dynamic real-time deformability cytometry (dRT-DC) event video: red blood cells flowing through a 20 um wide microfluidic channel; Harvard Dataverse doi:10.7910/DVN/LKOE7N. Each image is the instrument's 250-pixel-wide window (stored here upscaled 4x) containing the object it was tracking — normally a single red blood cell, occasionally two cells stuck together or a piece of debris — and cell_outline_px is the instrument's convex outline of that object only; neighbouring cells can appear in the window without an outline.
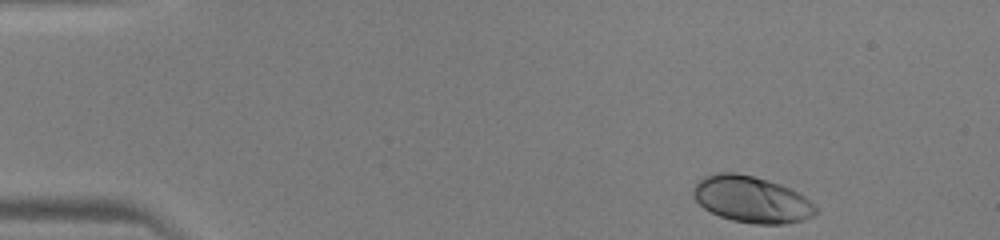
{"species": "human", "species_latin": "Homo sapiens", "temperature_condition": "warm", "stored_images_in_passage": 42, "camera_frame_rate_fps": 3000, "um_per_image_px": 0.085, "donor": {"sex": "male"}, "frame": {"image": 1, "passage_image": 1, "time_ms": 0.0, "image_size_px": [1000, 240], "cell_outline_px": [[816, 212], [812, 216], [804, 220], [784, 224], [756, 224], [732, 220], [720, 216], [704, 208], [696, 200], [692, 188], [704, 176], [716, 172], [736, 172], [768, 180], [780, 184], [804, 196], [816, 208]], "centroid_in_image_um": [63.86, 16.95], "position_along_channel_um": 21.1, "area_um2": 32.83}}
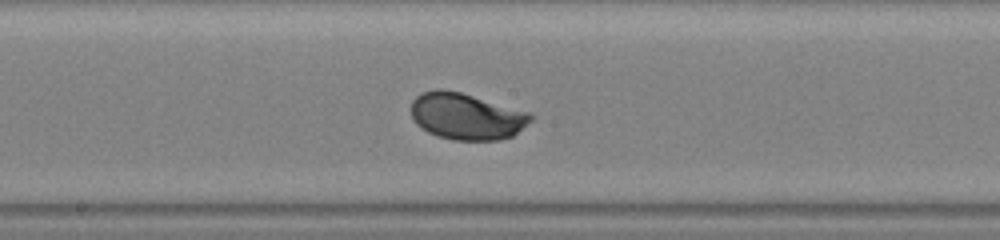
{"frame": {"image": 2, "passage_image": 21, "time_ms": 6.667, "image_size_px": [1000, 240], "cell_outline_px": [[532, 120], [512, 136], [500, 140], [452, 140], [436, 136], [428, 132], [416, 124], [412, 116], [412, 100], [416, 96], [424, 92], [436, 88], [444, 88], [460, 92], [532, 112]], "centroid_in_image_um": [39.65, 9.88], "position_along_channel_um": 208.5, "area_um2": 32.66}}
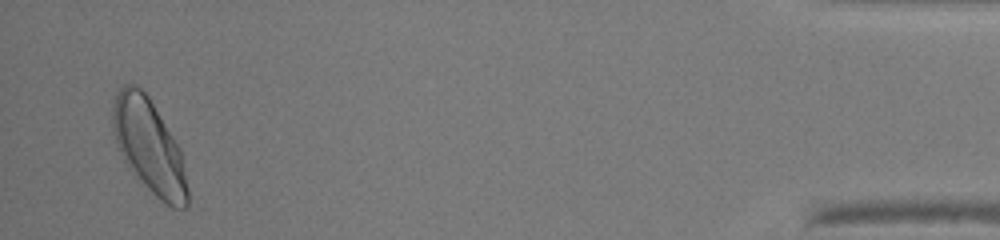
{"frame": {"image": 3, "passage_image": 41, "time_ms": 13.333, "image_size_px": [1000, 240], "cell_outline_px": [[188, 208], [172, 208], [160, 200], [144, 184], [120, 152], [112, 128], [112, 108], [116, 96], [120, 88], [124, 84], [132, 84], [140, 88], [148, 96], [180, 148], [188, 188]], "centroid_in_image_um": [12.7, 12.43], "position_along_channel_um": 422.5, "area_um2": 40.0}}